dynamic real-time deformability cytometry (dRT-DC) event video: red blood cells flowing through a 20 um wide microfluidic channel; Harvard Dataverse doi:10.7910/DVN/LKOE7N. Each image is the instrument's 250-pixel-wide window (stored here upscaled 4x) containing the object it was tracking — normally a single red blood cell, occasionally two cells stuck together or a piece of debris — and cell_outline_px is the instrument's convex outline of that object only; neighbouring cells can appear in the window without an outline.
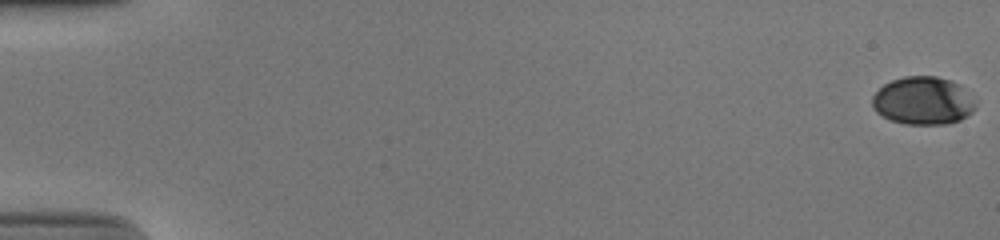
{"species": "human", "species_latin": "Homo sapiens", "temperature_condition": "cold", "stored_images_in_passage": 55, "camera_frame_rate_fps": 3000, "um_per_image_px": 0.085, "donor": {"sex": "male"}, "frame": {"image": 1, "passage_image": 1, "time_ms": 0.0, "image_size_px": [1000, 240], "cell_outline_px": [[976, 108], [968, 116], [960, 120], [948, 124], [904, 124], [892, 120], [876, 112], [872, 104], [872, 96], [884, 84], [892, 80], [904, 76], [936, 76], [960, 84], [976, 104]], "centroid_in_image_um": [78.46, 8.57], "position_along_channel_um": 6.5, "area_um2": 28.78}}
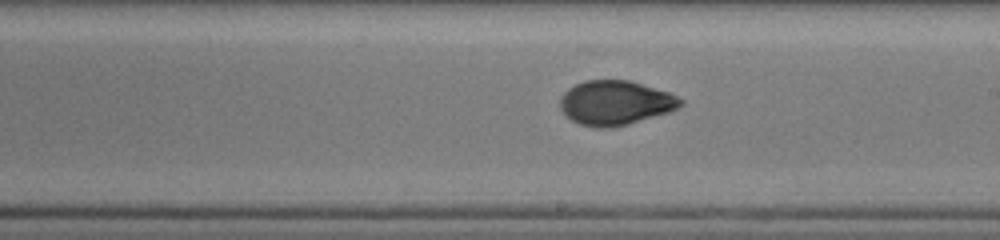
{"frame": {"image": 2, "passage_image": 33, "time_ms": 10.667, "image_size_px": [1000, 240], "cell_outline_px": [[684, 104], [668, 112], [628, 124], [608, 128], [596, 128], [580, 124], [572, 120], [560, 108], [560, 96], [568, 88], [584, 80], [628, 80], [668, 92], [684, 100]], "centroid_in_image_um": [52.28, 8.74], "position_along_channel_um": 236.7, "area_um2": 30.98}}
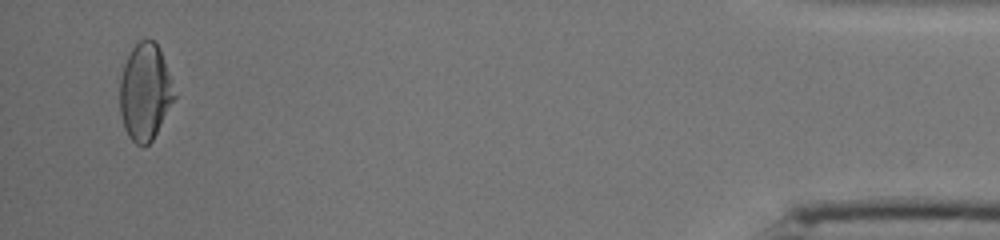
{"frame": {"image": 3, "passage_image": 53, "time_ms": 17.333, "image_size_px": [1000, 240], "cell_outline_px": [[176, 96], [152, 140], [148, 144], [136, 144], [128, 136], [124, 128], [120, 112], [120, 80], [124, 64], [132, 48], [140, 40], [148, 36], [160, 48]], "centroid_in_image_um": [12.31, 7.79], "position_along_channel_um": 422.9, "area_um2": 30.4}, "authors_computed_cell_mechanics": {"area_um2": 30.2294, "velocity_mm_per_s": 3.8981, "shape_relaxation_time_tau1_ms": 3.59, "shape_relaxation_time_tau2_ms": 1.7224, "deformation_change_tau1": 0.1497, "deformation_change_tau2": 0.0488}}